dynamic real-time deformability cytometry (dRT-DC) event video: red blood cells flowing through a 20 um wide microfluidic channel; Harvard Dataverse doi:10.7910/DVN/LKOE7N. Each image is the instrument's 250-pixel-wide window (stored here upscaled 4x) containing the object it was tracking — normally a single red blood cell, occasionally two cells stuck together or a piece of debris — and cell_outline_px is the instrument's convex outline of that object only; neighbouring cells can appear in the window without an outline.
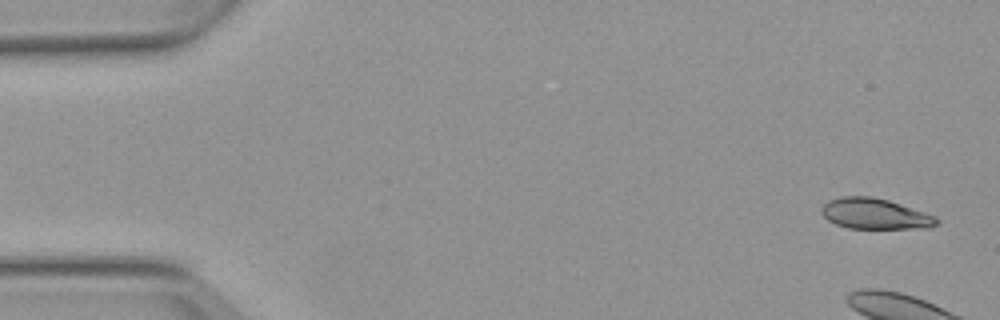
{"species": "Egyptian fruit bat (a non-hibernating species)", "species_latin": "Rousettus aegyptiacus", "temperature_condition": "warm", "stored_images_in_passage": 5, "camera_frame_rate_fps": 3000, "um_per_image_px": 0.085, "animal": {"sex": "female"}, "frame": {"image": 1, "passage_image": 1, "time_ms": 0.0, "image_size_px": [1000, 320], "cell_outline_px": [[940, 220], [936, 224], [928, 228], [848, 228], [836, 224], [828, 220], [820, 212], [820, 208], [828, 200], [840, 196], [872, 196], [888, 200], [936, 216]], "centroid_in_image_um": [74.34, 18.16], "position_along_channel_um": 10.7, "area_um2": 20.58}}
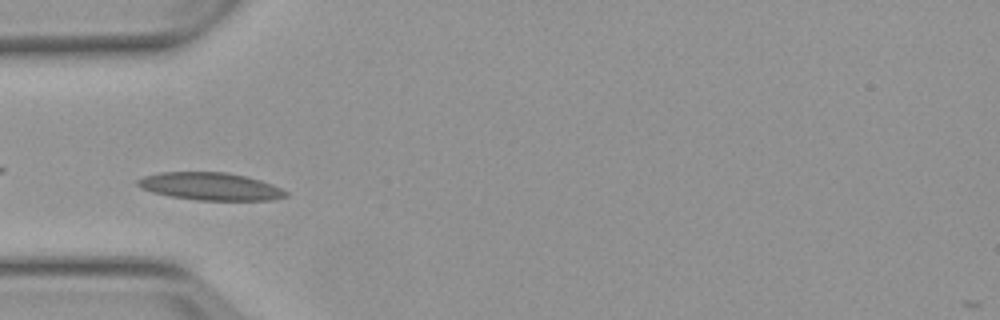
{"frame": {"image": 2, "passage_image": 5, "time_ms": 5.333, "image_size_px": [1000, 320], "cell_outline_px": [[288, 196], [272, 200], [196, 200], [168, 196], [152, 192], [140, 188], [136, 184], [136, 180], [144, 176], [160, 172], [224, 172], [244, 176], [260, 180], [272, 184], [288, 192]], "centroid_in_image_um": [17.85, 15.85], "position_along_channel_um": 67.2, "area_um2": 23.87}}